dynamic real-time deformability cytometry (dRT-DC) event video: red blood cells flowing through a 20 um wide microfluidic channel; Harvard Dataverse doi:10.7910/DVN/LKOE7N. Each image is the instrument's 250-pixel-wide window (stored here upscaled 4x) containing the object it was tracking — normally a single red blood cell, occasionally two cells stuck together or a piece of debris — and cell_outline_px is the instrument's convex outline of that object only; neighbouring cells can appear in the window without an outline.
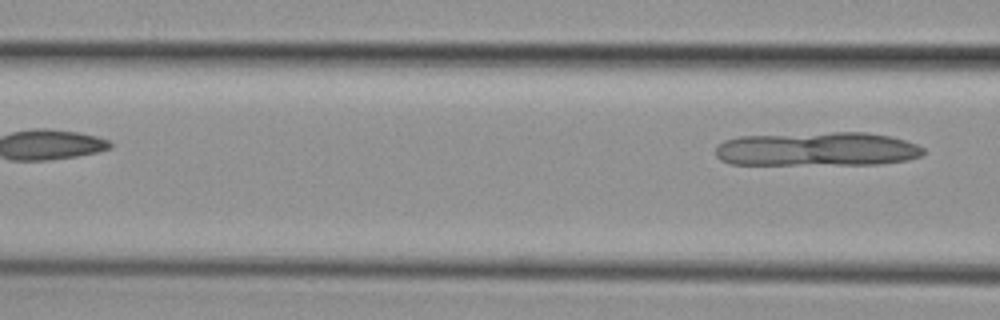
{"species": "common noctule bat (a hibernating species)", "species_latin": "Nyctalus noctula", "temperature_condition": "cold", "stored_images_in_passage": 6, "segment_of_instrument_passage": [2, 2], "camera_frame_rate_fps": 3000, "um_per_image_px": 0.085, "animal": {"sex": "female", "body_mass_g": 29.2, "forearm_length_mm": 56.3}, "frame": {"image": 1, "passage_image": 6, "time_ms": 6.667, "image_size_px": [1000, 320], "cell_outline_px": [[924, 152], [920, 156], [908, 160], [880, 164], [728, 164], [720, 160], [716, 156], [716, 148], [724, 140], [740, 136], [832, 132], [864, 132], [888, 136], [904, 140], [916, 144], [924, 148]], "centroid_in_image_um": [69.46, 12.68], "position_along_channel_um": 97.1, "area_um2": 41.15}}